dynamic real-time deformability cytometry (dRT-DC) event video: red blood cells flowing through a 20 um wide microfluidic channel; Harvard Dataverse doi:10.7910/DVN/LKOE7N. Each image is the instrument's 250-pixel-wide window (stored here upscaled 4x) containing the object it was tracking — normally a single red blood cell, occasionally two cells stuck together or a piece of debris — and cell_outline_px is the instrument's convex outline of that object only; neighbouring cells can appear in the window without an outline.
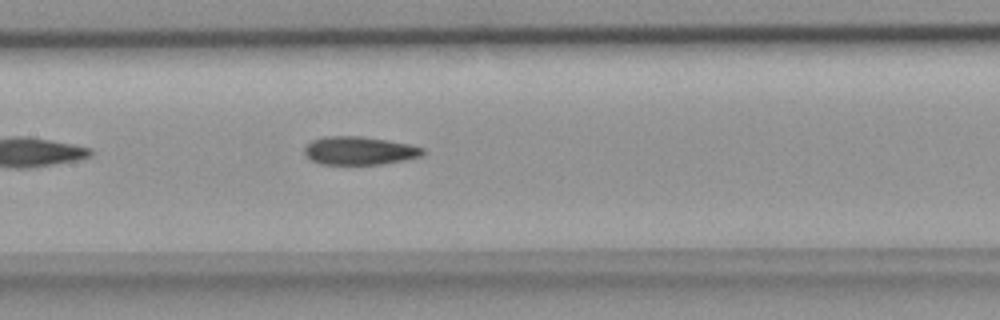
{"species": "common noctule bat (a hibernating species)", "species_latin": "Nyctalus noctula", "temperature_condition": "room temperature", "stored_images_in_passage": 24, "camera_frame_rate_fps": 3000, "um_per_image_px": 0.085, "animal": {"sex": "female", "body_mass_g": 18.4}, "frame": {"image": 1, "passage_image": 12, "time_ms": 3.667, "image_size_px": [1000, 320], "cell_outline_px": [[424, 152], [420, 156], [404, 160], [380, 164], [320, 164], [312, 160], [304, 152], [304, 148], [312, 140], [324, 136], [360, 136], [388, 140], [412, 144], [424, 148]], "centroid_in_image_um": [30.56, 12.8], "position_along_channel_um": 176.8, "area_um2": 19.42}}
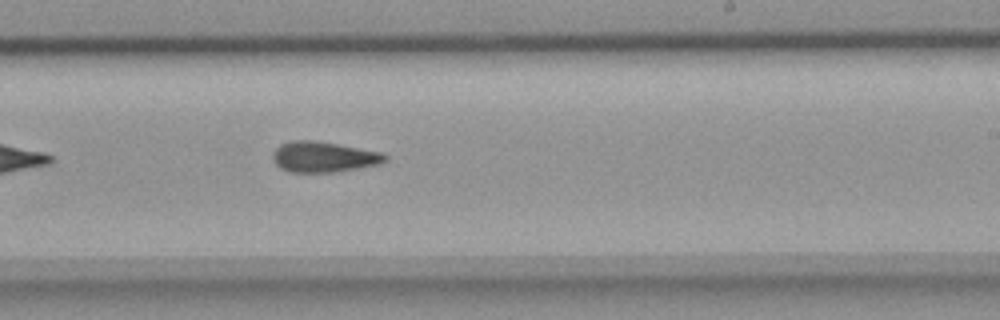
{"frame": {"image": 2, "passage_image": 18, "time_ms": 5.667, "image_size_px": [1000, 320], "cell_outline_px": [[388, 160], [380, 164], [336, 172], [288, 172], [280, 168], [272, 160], [272, 152], [280, 144], [292, 140], [316, 140], [384, 152], [388, 156]], "centroid_in_image_um": [27.52, 13.33], "position_along_channel_um": 261.5, "area_um2": 20.4}}
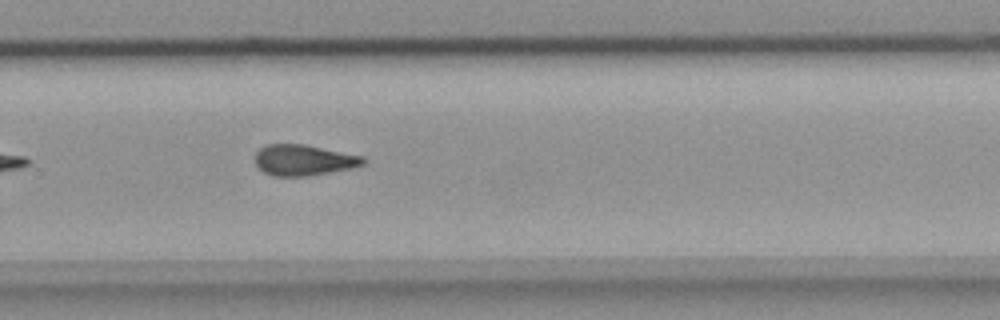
{"frame": {"image": 3, "passage_image": 21, "time_ms": 6.667, "image_size_px": [1000, 320], "cell_outline_px": [[368, 160], [364, 164], [352, 168], [308, 176], [272, 176], [264, 172], [256, 164], [256, 152], [260, 148], [268, 144], [304, 144], [364, 156]], "centroid_in_image_um": [25.84, 13.61], "position_along_channel_um": 304.0, "area_um2": 19.48}}